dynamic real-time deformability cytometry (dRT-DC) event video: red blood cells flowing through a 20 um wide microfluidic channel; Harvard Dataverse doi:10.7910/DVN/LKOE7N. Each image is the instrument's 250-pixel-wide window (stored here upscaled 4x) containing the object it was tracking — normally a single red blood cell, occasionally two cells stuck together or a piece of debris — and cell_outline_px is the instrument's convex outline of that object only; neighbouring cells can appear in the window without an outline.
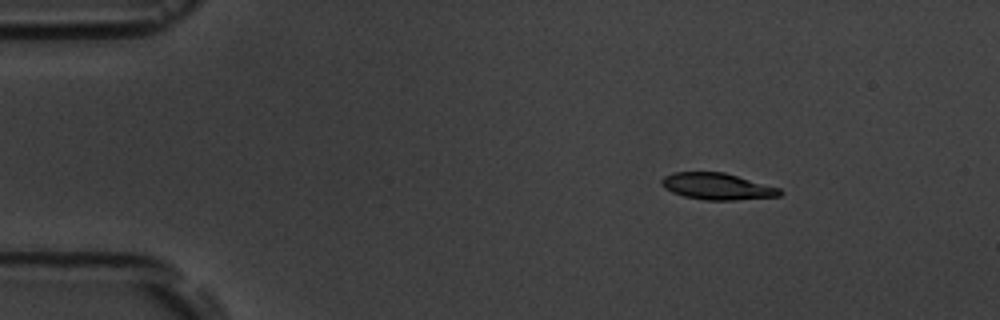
{"species": "common noctule bat (a hibernating species)", "species_latin": "Nyctalus noctula", "temperature_condition": "room temperature", "stored_images_in_passage": 7, "camera_frame_rate_fps": 3000, "um_per_image_px": 0.085, "animal": {"sex": "male", "body_mass_g": 19.5, "forearm_length_mm": 54.6}, "frame": {"image": 1, "passage_image": 1, "time_ms": 0.0, "image_size_px": [1000, 320], "cell_outline_px": [[784, 192], [780, 196], [736, 200], [704, 200], [684, 196], [672, 192], [664, 188], [660, 184], [660, 180], [664, 176], [672, 172], [724, 172], [780, 188]], "centroid_in_image_um": [60.95, 15.84], "position_along_channel_um": 24.1, "area_um2": 18.44}}
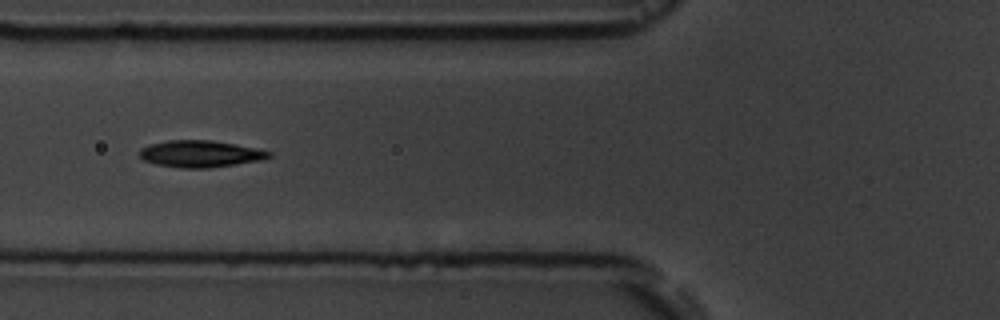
{"frame": {"image": 2, "passage_image": 5, "time_ms": 4.333, "image_size_px": [1000, 320], "cell_outline_px": [[272, 156], [260, 160], [236, 164], [208, 168], [180, 168], [156, 164], [144, 160], [140, 156], [140, 148], [152, 144], [168, 140], [212, 140], [256, 148], [272, 152]], "centroid_in_image_um": [17.03, 13.08], "position_along_channel_um": 108.8, "area_um2": 20.06}}
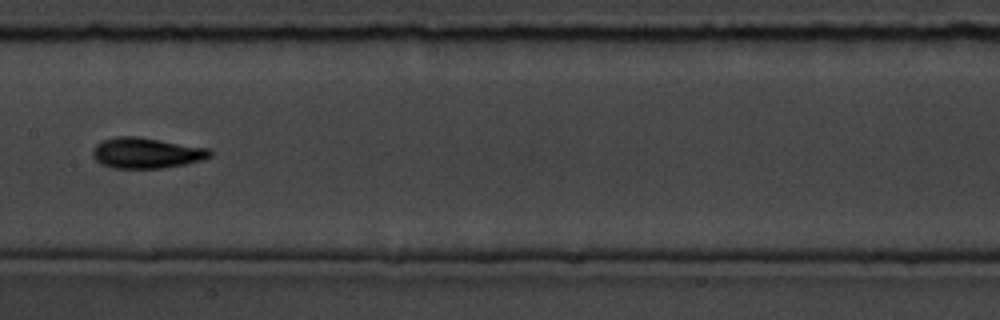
{"frame": {"image": 3, "passage_image": 7, "time_ms": 6.667, "image_size_px": [1000, 320], "cell_outline_px": [[212, 156], [204, 160], [184, 164], [160, 168], [112, 168], [100, 164], [92, 156], [92, 148], [96, 144], [104, 140], [116, 136], [136, 136], [212, 148]], "centroid_in_image_um": [12.46, 13.0], "position_along_channel_um": 194.9, "area_um2": 21.21}}